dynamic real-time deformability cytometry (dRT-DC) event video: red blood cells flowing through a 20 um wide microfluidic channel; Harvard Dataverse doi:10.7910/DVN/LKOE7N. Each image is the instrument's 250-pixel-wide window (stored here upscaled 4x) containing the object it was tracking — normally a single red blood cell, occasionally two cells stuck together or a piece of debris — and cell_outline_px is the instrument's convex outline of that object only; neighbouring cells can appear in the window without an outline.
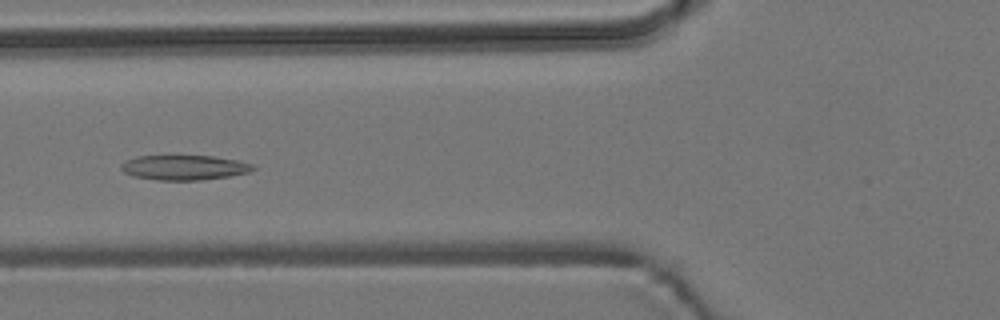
{"species": "common noctule bat (a hibernating species)", "species_latin": "Nyctalus noctula", "temperature_condition": "room temperature", "stored_images_in_passage": 49, "camera_frame_rate_fps": 3000, "um_per_image_px": 0.085, "animal": {"sex": "male", "body_mass_g": 19.2, "forearm_length_mm": 51.8}, "frame": {"image": 1, "passage_image": 20, "time_ms": 6.333, "image_size_px": [1000, 320], "cell_outline_px": [[256, 168], [248, 172], [228, 176], [204, 180], [160, 180], [132, 176], [124, 172], [120, 168], [120, 164], [136, 156], [212, 156], [236, 160], [252, 164]], "centroid_in_image_um": [15.63, 14.24], "position_along_channel_um": 110.2, "area_um2": 18.96}}
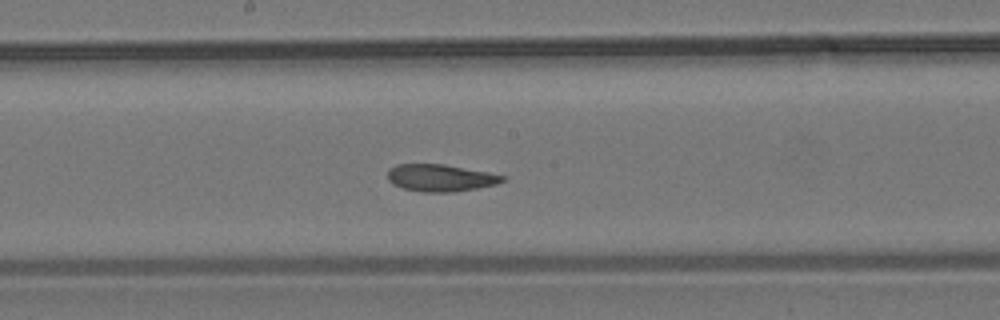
{"frame": {"image": 2, "passage_image": 28, "time_ms": 9.0, "image_size_px": [1000, 320], "cell_outline_px": [[504, 180], [496, 184], [476, 188], [452, 192], [424, 192], [404, 188], [392, 184], [388, 180], [388, 168], [396, 164], [444, 164], [488, 172], [504, 176]], "centroid_in_image_um": [37.39, 15.11], "position_along_channel_um": 210.8, "area_um2": 18.03}}
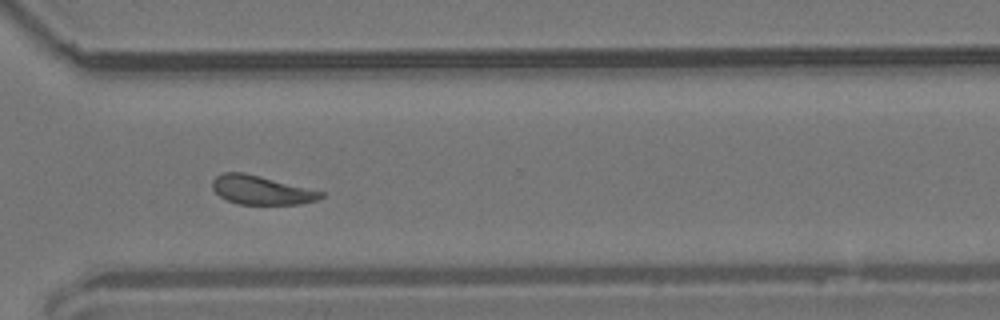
{"frame": {"image": 3, "passage_image": 39, "time_ms": 12.667, "image_size_px": [1000, 320], "cell_outline_px": [[324, 196], [316, 200], [300, 204], [240, 204], [228, 200], [220, 196], [212, 188], [212, 180], [216, 176], [224, 172], [244, 172], [324, 192]], "centroid_in_image_um": [22.19, 16.15], "position_along_channel_um": 348.4, "area_um2": 18.03}, "authors_computed_cell_mechanics": {"area_um2": 18.9584, "velocity_mm_per_s": 3.7607, "shape_relaxation_time_tau1_ms": 6.6026, "shape_relaxation_time_tau2_ms": 2.8989, "deformation_change_tau1": 0.1489, "deformation_change_tau2": 0.099}}